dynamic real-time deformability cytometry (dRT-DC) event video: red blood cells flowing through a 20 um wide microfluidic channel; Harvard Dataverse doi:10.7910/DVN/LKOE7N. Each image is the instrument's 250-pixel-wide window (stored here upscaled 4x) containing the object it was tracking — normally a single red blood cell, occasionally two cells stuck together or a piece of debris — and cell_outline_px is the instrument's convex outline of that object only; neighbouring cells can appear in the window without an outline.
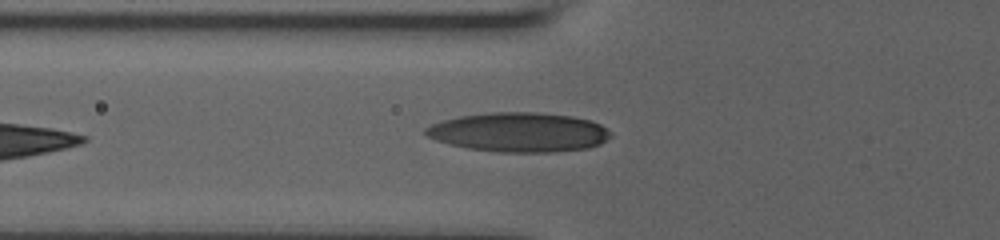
{"species": "human", "species_latin": "Homo sapiens", "temperature_condition": "room temperature", "stored_images_in_passage": 41, "camera_frame_rate_fps": 3000, "um_per_image_px": 0.085, "donor": {"sex": "male"}, "frame": {"image": 1, "passage_image": 8, "time_ms": 2.333, "image_size_px": [1000, 240], "cell_outline_px": [[612, 136], [600, 144], [588, 148], [552, 152], [500, 152], [468, 148], [448, 144], [436, 140], [428, 136], [424, 132], [424, 128], [432, 124], [444, 120], [460, 116], [492, 112], [536, 112], [572, 116], [592, 120], [600, 124], [612, 132]], "centroid_in_image_um": [44.14, 11.24], "position_along_channel_um": 81.7, "area_um2": 42.54}}
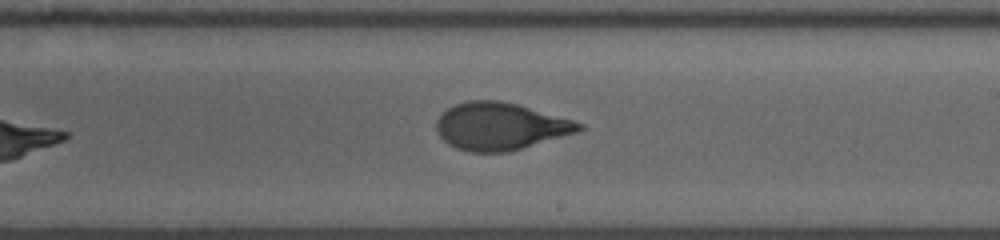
{"frame": {"image": 2, "passage_image": 21, "time_ms": 6.667, "image_size_px": [1000, 240], "cell_outline_px": [[584, 128], [576, 132], [508, 152], [468, 152], [456, 148], [448, 144], [436, 132], [436, 120], [448, 108], [456, 104], [468, 100], [500, 100], [516, 104], [572, 120], [584, 124]], "centroid_in_image_um": [42.47, 10.74], "position_along_channel_um": 246.5, "area_um2": 38.96}}
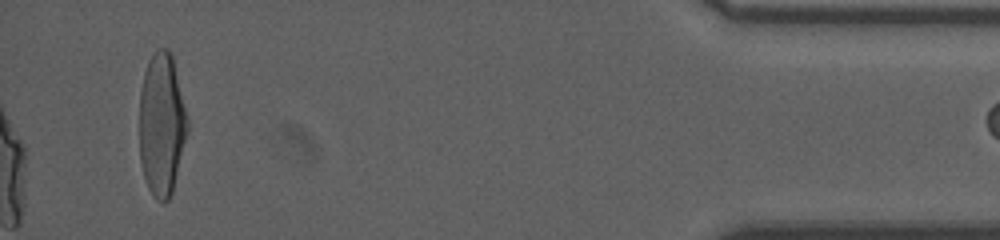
{"frame": {"image": 3, "passage_image": 40, "time_ms": 13.0, "image_size_px": [1000, 240], "cell_outline_px": [[188, 132], [172, 192], [168, 200], [156, 200], [152, 196], [148, 188], [144, 176], [140, 160], [140, 92], [144, 72], [148, 60], [152, 52], [156, 48], [168, 48], [172, 52], [188, 120]], "centroid_in_image_um": [13.74, 10.53], "position_along_channel_um": 421.5, "area_um2": 40.23}}